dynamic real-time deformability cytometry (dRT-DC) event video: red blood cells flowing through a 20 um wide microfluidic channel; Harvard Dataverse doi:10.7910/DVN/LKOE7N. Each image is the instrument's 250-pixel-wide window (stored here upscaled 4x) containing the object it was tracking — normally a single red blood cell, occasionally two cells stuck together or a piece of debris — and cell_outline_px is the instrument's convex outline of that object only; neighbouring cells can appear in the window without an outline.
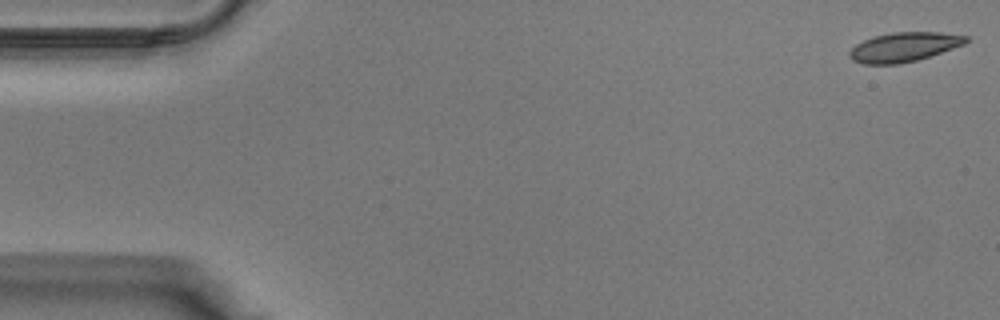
{"species": "Egyptian fruit bat (a non-hibernating species)", "species_latin": "Rousettus aegyptiacus", "temperature_condition": "warm", "stored_images_in_passage": 11, "camera_frame_rate_fps": 3000, "um_per_image_px": 0.085, "animal": {"sex": "male"}, "frame": {"image": 1, "passage_image": 1, "time_ms": 0.0, "image_size_px": [1000, 320], "cell_outline_px": [[968, 40], [964, 44], [916, 60], [900, 64], [864, 64], [852, 60], [848, 56], [848, 52], [856, 44], [872, 36], [892, 32], [940, 32], [968, 36]], "centroid_in_image_um": [76.79, 3.99], "position_along_channel_um": 8.2, "area_um2": 19.83}}
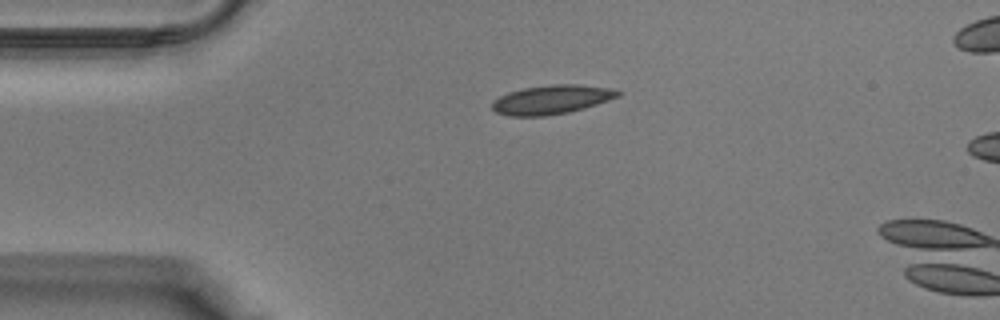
{"frame": {"image": 2, "passage_image": 9, "time_ms": 2.667, "image_size_px": [1000, 320], "cell_outline_px": [[620, 96], [584, 108], [568, 112], [544, 116], [508, 116], [496, 112], [492, 108], [492, 100], [508, 92], [524, 88], [552, 84], [576, 84], [608, 88], [620, 92]], "centroid_in_image_um": [46.84, 8.47], "position_along_channel_um": 38.2, "area_um2": 21.1}}